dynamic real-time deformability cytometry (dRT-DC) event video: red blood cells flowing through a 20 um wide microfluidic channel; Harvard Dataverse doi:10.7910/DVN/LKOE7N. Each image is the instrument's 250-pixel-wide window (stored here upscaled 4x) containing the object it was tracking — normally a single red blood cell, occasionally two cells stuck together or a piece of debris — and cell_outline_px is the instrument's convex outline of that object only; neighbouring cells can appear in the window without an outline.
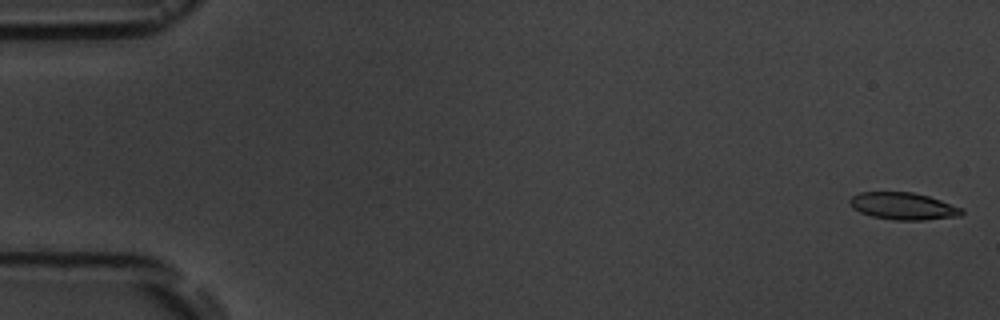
{"species": "common noctule bat (a hibernating species)", "species_latin": "Nyctalus noctula", "temperature_condition": "room temperature", "stored_images_in_passage": 5, "camera_frame_rate_fps": 3000, "um_per_image_px": 0.085, "animal": {"sex": "male", "body_mass_g": 19.5, "forearm_length_mm": 54.6}, "frame": {"image": 1, "passage_image": 1, "time_ms": 0.0, "image_size_px": [1000, 320], "cell_outline_px": [[964, 212], [960, 216], [924, 220], [892, 220], [872, 216], [860, 212], [852, 208], [848, 204], [848, 200], [852, 196], [860, 192], [912, 192], [928, 196], [964, 208]], "centroid_in_image_um": [76.76, 17.52], "position_along_channel_um": 8.2, "area_um2": 17.86}}
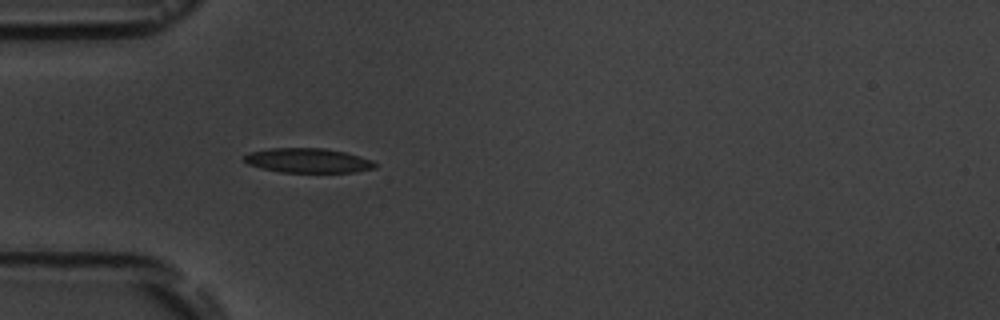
{"frame": {"image": 2, "passage_image": 5, "time_ms": 5.333, "image_size_px": [1000, 320], "cell_outline_px": [[376, 168], [356, 172], [280, 172], [260, 168], [248, 164], [244, 160], [244, 156], [252, 152], [268, 148], [324, 148], [344, 152], [372, 160], [376, 164]], "centroid_in_image_um": [26.18, 13.65], "position_along_channel_um": 58.8, "area_um2": 18.61}}